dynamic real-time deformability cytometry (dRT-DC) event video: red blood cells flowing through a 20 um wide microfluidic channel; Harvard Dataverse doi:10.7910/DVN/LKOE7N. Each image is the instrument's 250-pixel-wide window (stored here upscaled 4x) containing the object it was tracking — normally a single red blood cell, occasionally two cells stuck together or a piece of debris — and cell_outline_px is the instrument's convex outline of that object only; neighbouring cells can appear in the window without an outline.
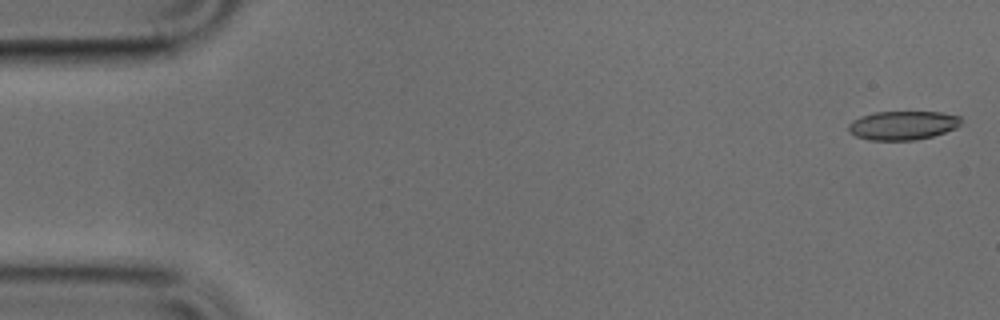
{"species": "common noctule bat (a hibernating species)", "species_latin": "Nyctalus noctula", "temperature_condition": "cold", "stored_images_in_passage": 49, "camera_frame_rate_fps": 3000, "um_per_image_px": 0.085, "animal": {"sex": "male", "body_mass_g": 17.9, "forearm_length_mm": 54.2}, "frame": {"image": 1, "passage_image": 1, "time_ms": 0.0, "image_size_px": [1000, 320], "cell_outline_px": [[960, 124], [956, 128], [932, 136], [916, 140], [868, 140], [856, 136], [848, 132], [848, 124], [852, 120], [860, 116], [876, 112], [940, 112], [960, 116]], "centroid_in_image_um": [76.69, 10.66], "position_along_channel_um": 8.3, "area_um2": 18.96}}
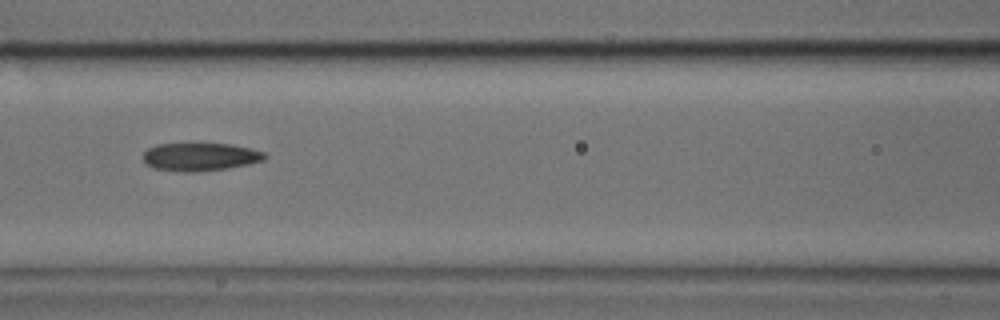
{"frame": {"image": 2, "passage_image": 21, "time_ms": 6.667, "image_size_px": [1000, 320], "cell_outline_px": [[268, 156], [264, 160], [248, 164], [228, 168], [196, 172], [184, 172], [152, 168], [144, 164], [144, 152], [148, 148], [156, 144], [232, 144], [264, 152]], "centroid_in_image_um": [16.99, 13.34], "position_along_channel_um": 149.6, "area_um2": 19.88}}
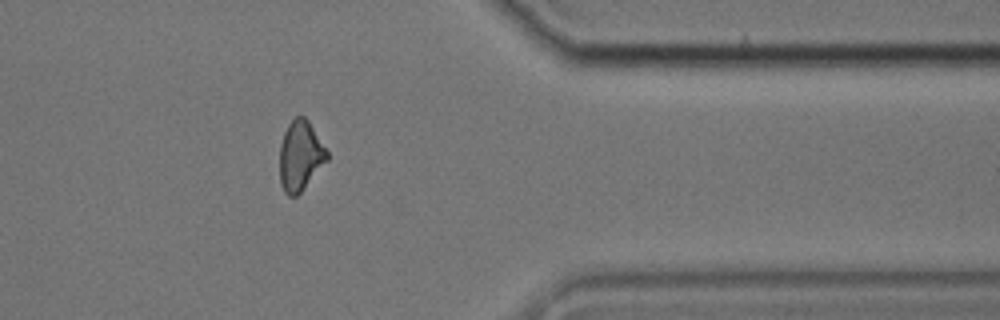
{"frame": {"image": 3, "passage_image": 40, "time_ms": 13.0, "image_size_px": [1000, 320], "cell_outline_px": [[328, 160], [300, 192], [296, 196], [288, 196], [284, 192], [280, 184], [280, 144], [284, 132], [288, 124], [296, 116], [304, 116], [308, 120], [328, 152]], "centroid_in_image_um": [25.51, 13.24], "position_along_channel_um": 385.9, "area_um2": 19.19}}